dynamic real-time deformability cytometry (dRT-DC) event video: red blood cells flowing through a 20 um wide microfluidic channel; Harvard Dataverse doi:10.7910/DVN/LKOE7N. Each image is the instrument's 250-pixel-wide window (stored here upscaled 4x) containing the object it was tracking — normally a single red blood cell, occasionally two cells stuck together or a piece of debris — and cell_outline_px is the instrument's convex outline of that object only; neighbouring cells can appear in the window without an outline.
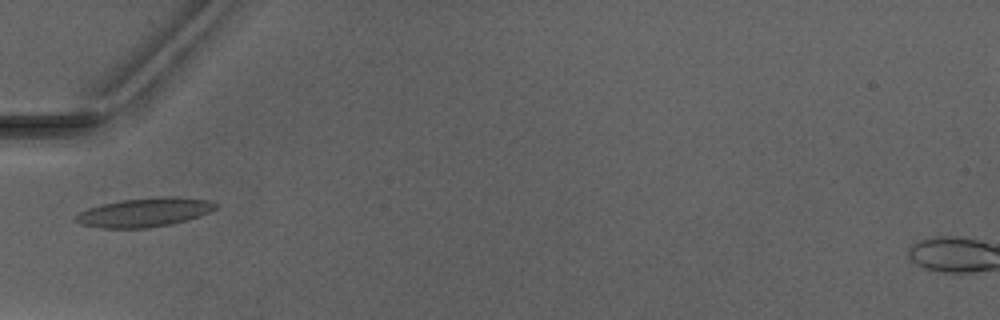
{"species": "Egyptian fruit bat (a non-hibernating species)", "species_latin": "Rousettus aegyptiacus", "temperature_condition": "warm", "stored_images_in_passage": 6, "camera_frame_rate_fps": 3000, "um_per_image_px": 0.085, "animal": {"sex": "male"}, "frame": {"image": 1, "passage_image": 6, "time_ms": 6.667, "image_size_px": [1000, 320], "cell_outline_px": [[216, 208], [200, 216], [188, 220], [148, 228], [100, 228], [84, 224], [76, 220], [72, 216], [76, 212], [100, 204], [120, 200], [160, 196], [176, 196], [212, 200], [216, 204]], "centroid_in_image_um": [12.27, 18.03], "position_along_channel_um": 72.7, "area_um2": 23.81}}